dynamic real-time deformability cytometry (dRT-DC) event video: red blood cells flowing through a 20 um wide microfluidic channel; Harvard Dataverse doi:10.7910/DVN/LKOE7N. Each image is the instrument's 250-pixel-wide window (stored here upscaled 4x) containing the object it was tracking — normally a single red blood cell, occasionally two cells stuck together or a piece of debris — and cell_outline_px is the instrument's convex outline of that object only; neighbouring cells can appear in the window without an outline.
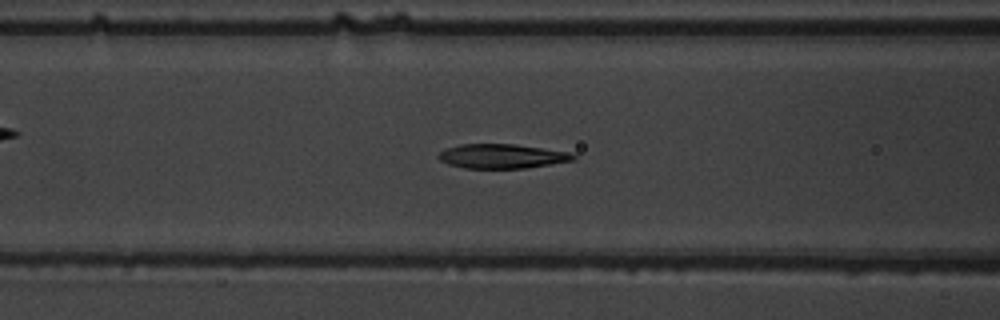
{"species": "common noctule bat (a hibernating species)", "species_latin": "Nyctalus noctula", "temperature_condition": "warm", "stored_images_in_passage": 43, "camera_frame_rate_fps": 3000, "um_per_image_px": 0.085, "animal": {"sex": "male", "body_mass_g": 19.5, "forearm_length_mm": 54.6}, "frame": {"image": 1, "passage_image": 11, "time_ms": 3.333, "image_size_px": [1000, 320], "cell_outline_px": [[576, 160], [524, 168], [464, 168], [448, 164], [440, 160], [436, 156], [440, 152], [448, 148], [460, 144], [516, 144], [572, 152], [576, 156]], "centroid_in_image_um": [42.69, 13.27], "position_along_channel_um": 123.9, "area_um2": 19.19}}
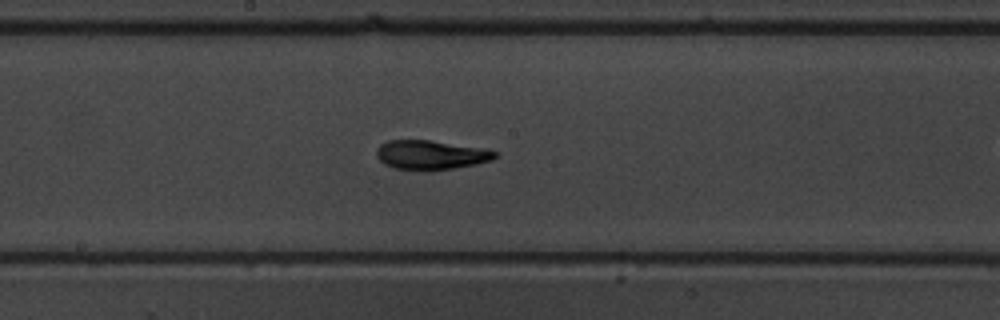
{"frame": {"image": 2, "passage_image": 18, "time_ms": 5.667, "image_size_px": [1000, 320], "cell_outline_px": [[500, 152], [492, 160], [476, 164], [452, 168], [396, 168], [384, 164], [376, 156], [376, 152], [380, 144], [388, 140], [428, 140], [480, 148]], "centroid_in_image_um": [36.62, 13.13], "position_along_channel_um": 211.6, "area_um2": 19.42}}
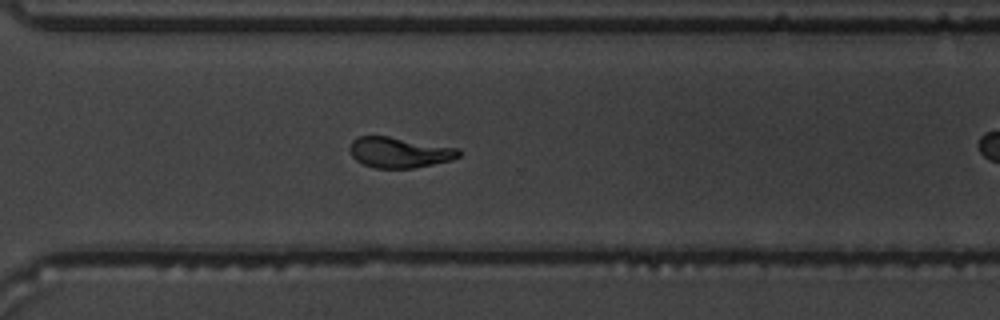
{"frame": {"image": 3, "passage_image": 28, "time_ms": 9.0, "image_size_px": [1000, 320], "cell_outline_px": [[460, 156], [452, 160], [412, 168], [376, 168], [364, 164], [356, 160], [352, 156], [348, 148], [352, 140], [356, 136], [388, 136], [460, 148]], "centroid_in_image_um": [33.93, 12.94], "position_along_channel_um": 336.7, "area_um2": 19.48}, "authors_computed_cell_mechanics": {"area_um2": 19.4786, "velocity_mm_per_s": 3.7622, "shape_relaxation_time_tau1_ms": 4.6333, "shape_relaxation_time_tau2_ms": 2.0945, "deformation_change_tau1": 0.1762, "deformation_change_tau2": 0.0799}}